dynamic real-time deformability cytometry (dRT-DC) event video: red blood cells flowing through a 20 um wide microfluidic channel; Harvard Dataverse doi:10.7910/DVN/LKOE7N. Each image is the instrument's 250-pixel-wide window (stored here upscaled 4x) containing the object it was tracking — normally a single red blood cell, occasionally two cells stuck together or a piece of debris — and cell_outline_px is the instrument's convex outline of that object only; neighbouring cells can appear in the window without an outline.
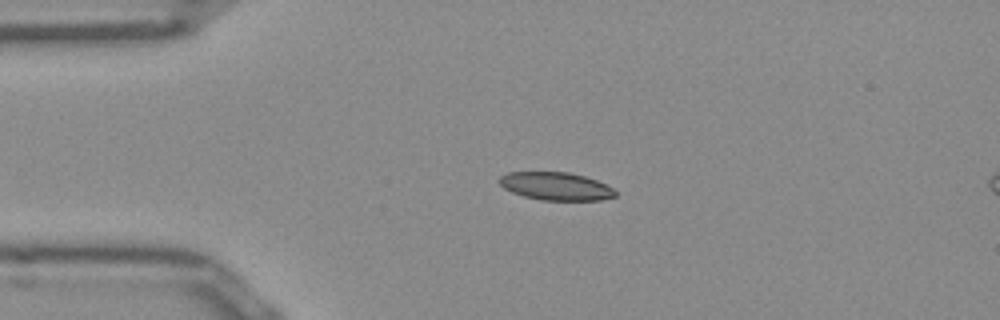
{"species": "Egyptian fruit bat (a non-hibernating species)", "species_latin": "Rousettus aegyptiacus", "temperature_condition": "room temperature", "stored_images_in_passage": 41, "camera_frame_rate_fps": 3000, "um_per_image_px": 0.085, "frame": {"image": 1, "passage_image": 1, "time_ms": 0.0, "image_size_px": [1000, 320], "cell_outline_px": [[616, 196], [600, 200], [540, 200], [524, 196], [512, 192], [504, 188], [500, 184], [500, 176], [508, 172], [568, 172], [584, 176], [596, 180], [612, 188], [616, 192]], "centroid_in_image_um": [47.24, 15.83], "position_along_channel_um": 37.8, "area_um2": 18.73}}
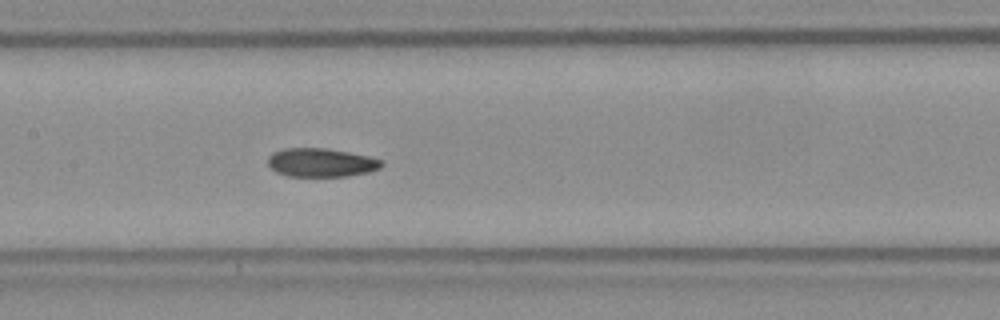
{"frame": {"image": 2, "passage_image": 14, "time_ms": 4.333, "image_size_px": [1000, 320], "cell_outline_px": [[384, 164], [380, 168], [368, 172], [348, 176], [288, 176], [276, 172], [268, 164], [268, 156], [272, 152], [284, 148], [328, 148], [368, 156], [384, 160]], "centroid_in_image_um": [27.3, 13.81], "position_along_channel_um": 180.1, "area_um2": 19.07}}
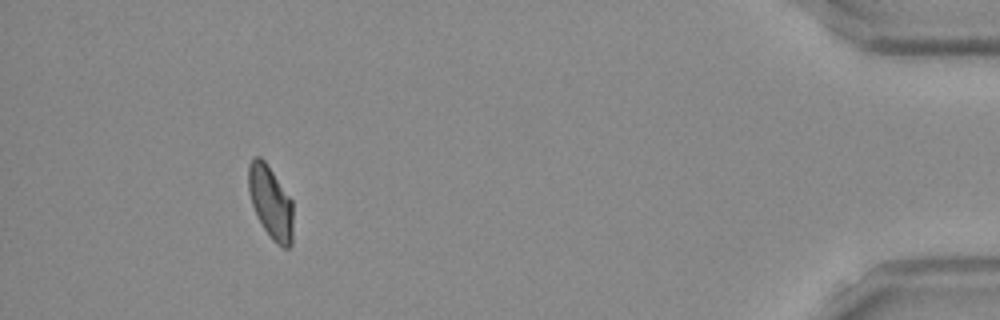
{"frame": {"image": 3, "passage_image": 37, "time_ms": 12.0, "image_size_px": [1000, 320], "cell_outline_px": [[292, 244], [288, 248], [284, 248], [276, 244], [272, 240], [256, 216], [248, 192], [248, 164], [252, 156], [260, 156], [264, 160], [292, 200]], "centroid_in_image_um": [22.98, 17.19], "position_along_channel_um": 412.2, "area_um2": 19.02}, "authors_computed_cell_mechanics": {"area_um2": 19.1318, "velocity_mm_per_s": 3.9016, "shape_relaxation_time_tau1_ms": 10.8455, "shape_relaxation_time_tau2_ms": 1.4035, "deformation_change_tau1": 0.2306, "deformation_change_tau2": 0.0655}}